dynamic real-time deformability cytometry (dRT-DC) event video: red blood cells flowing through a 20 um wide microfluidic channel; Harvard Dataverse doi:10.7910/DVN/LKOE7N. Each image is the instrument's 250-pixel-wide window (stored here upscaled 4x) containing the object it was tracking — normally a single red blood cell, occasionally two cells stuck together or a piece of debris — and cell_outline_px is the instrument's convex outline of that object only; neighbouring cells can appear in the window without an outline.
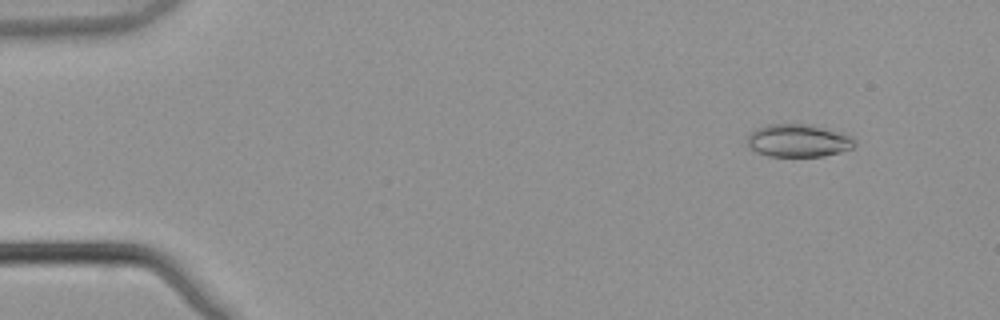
{"species": "common noctule bat (a hibernating species)", "species_latin": "Nyctalus noctula", "temperature_condition": "warm", "stored_images_in_passage": 4, "camera_frame_rate_fps": 3000, "um_per_image_px": 0.085, "animal": {"sex": "male", "body_mass_g": 21.5, "forearm_length_mm": 52.0}, "frame": {"image": 1, "passage_image": 1, "time_ms": 0.0, "image_size_px": [1000, 320], "cell_outline_px": [[856, 144], [852, 148], [840, 152], [824, 156], [768, 156], [756, 152], [748, 148], [748, 136], [756, 128], [768, 124], [808, 124], [840, 132], [852, 136], [856, 140]], "centroid_in_image_um": [67.86, 11.95], "position_along_channel_um": 17.1, "area_um2": 20.58}}